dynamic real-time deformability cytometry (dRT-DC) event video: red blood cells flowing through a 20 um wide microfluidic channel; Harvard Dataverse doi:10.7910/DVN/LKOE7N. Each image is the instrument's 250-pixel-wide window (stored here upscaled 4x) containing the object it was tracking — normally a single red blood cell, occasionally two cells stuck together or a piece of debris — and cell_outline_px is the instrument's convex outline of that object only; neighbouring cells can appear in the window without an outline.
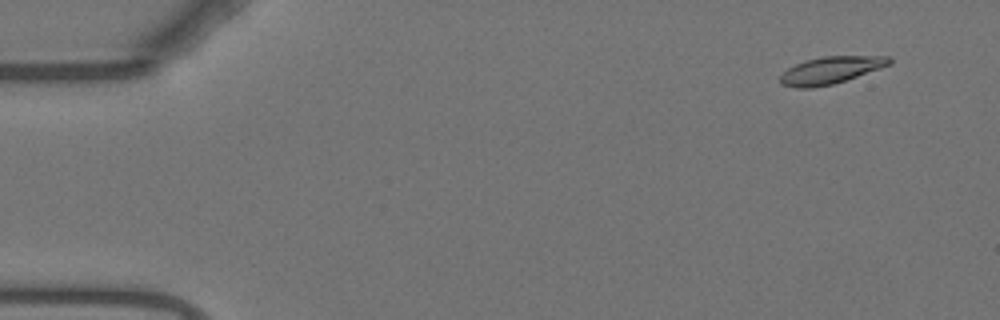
{"species": "Egyptian fruit bat (a non-hibernating species)", "species_latin": "Rousettus aegyptiacus", "temperature_condition": "warm", "stored_images_in_passage": 55, "camera_frame_rate_fps": 3000, "um_per_image_px": 0.085, "animal": {"sex": "female"}, "frame": {"image": 1, "passage_image": 4, "time_ms": 1.0, "image_size_px": [1000, 320], "cell_outline_px": [[892, 64], [832, 84], [812, 88], [796, 88], [780, 84], [780, 76], [788, 68], [804, 60], [824, 56], [888, 56], [892, 60]], "centroid_in_image_um": [70.59, 5.96], "position_along_channel_um": 14.4, "area_um2": 17.11}}
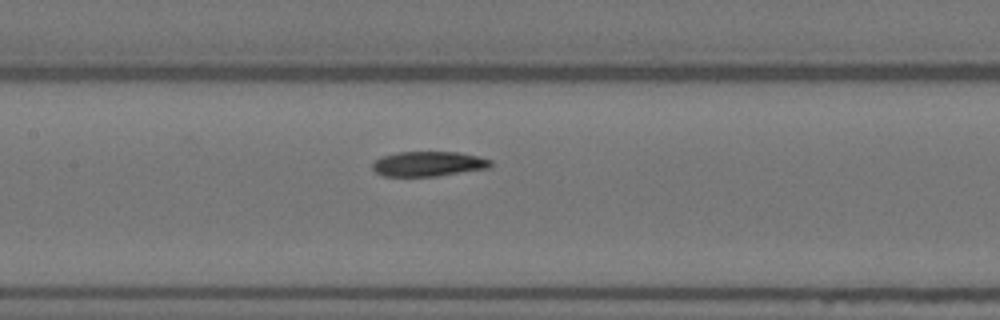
{"frame": {"image": 2, "passage_image": 26, "time_ms": 8.333, "image_size_px": [1000, 320], "cell_outline_px": [[492, 164], [488, 168], [436, 176], [384, 176], [376, 172], [372, 168], [372, 164], [380, 156], [396, 152], [460, 152], [492, 160]], "centroid_in_image_um": [36.39, 13.92], "position_along_channel_um": 171.0, "area_um2": 17.11}}
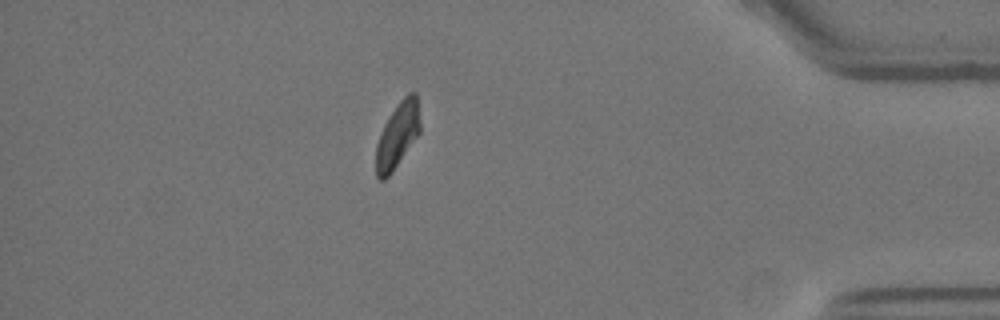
{"frame": {"image": 3, "passage_image": 48, "time_ms": 15.667, "image_size_px": [1000, 320], "cell_outline_px": [[420, 132], [392, 172], [384, 180], [380, 180], [376, 176], [376, 144], [380, 132], [388, 116], [400, 100], [408, 92], [416, 92], [420, 120]], "centroid_in_image_um": [33.78, 11.47], "position_along_channel_um": 401.4, "area_um2": 16.82}, "authors_computed_cell_mechanics": {"area_um2": 17.5134, "velocity_mm_per_s": 3.6958, "shape_relaxation_time_tau1_ms": null, "shape_relaxation_time_tau2_ms": 5.1054, "deformation_change_tau1": null, "deformation_change_tau2": 0.0932}}